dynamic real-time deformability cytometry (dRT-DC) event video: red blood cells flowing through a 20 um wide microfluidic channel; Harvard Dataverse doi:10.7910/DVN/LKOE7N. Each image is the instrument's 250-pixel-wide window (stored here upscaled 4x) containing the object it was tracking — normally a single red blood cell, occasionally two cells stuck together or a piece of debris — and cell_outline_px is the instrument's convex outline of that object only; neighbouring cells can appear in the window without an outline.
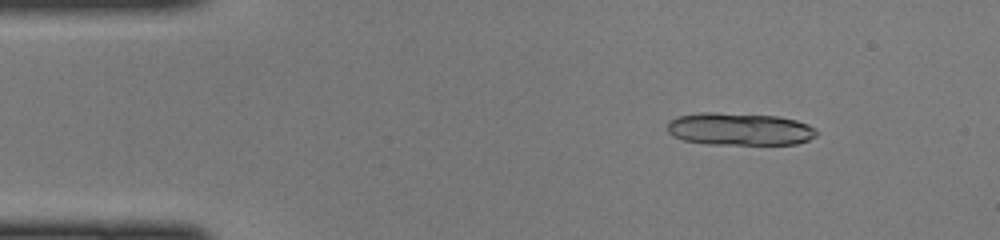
{"species": "common noctule bat (a hibernating species)", "species_latin": "Nyctalus noctula", "temperature_condition": "cold", "stored_images_in_passage": 17, "camera_frame_rate_fps": 3000, "um_per_image_px": 0.085, "animal": {"sex": "female", "body_mass_g": 22.0, "forearm_length_mm": 56.7}, "frame": {"image": 1, "passage_image": 6, "time_ms": 1.667, "image_size_px": [1000, 240], "cell_outline_px": [[816, 136], [808, 140], [796, 144], [708, 144], [684, 140], [672, 136], [668, 132], [668, 120], [676, 116], [700, 112], [716, 112], [780, 116], [796, 120], [808, 124], [816, 128]], "centroid_in_image_um": [62.84, 10.96], "position_along_channel_um": 22.2, "area_um2": 28.55}}
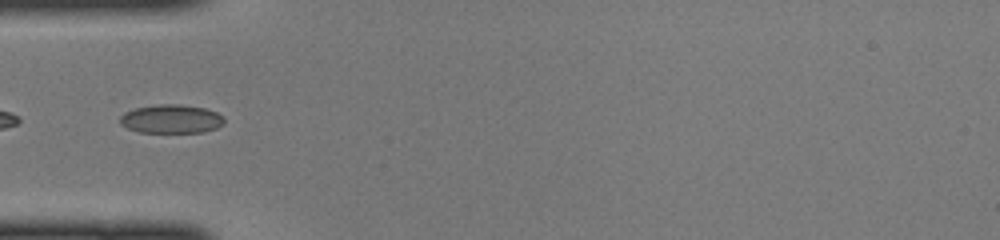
{"frame": {"image": 2, "passage_image": 15, "time_ms": 4.667, "image_size_px": [1000, 240], "cell_outline_px": [[224, 124], [216, 128], [204, 132], [140, 132], [128, 128], [120, 124], [120, 116], [124, 112], [136, 108], [160, 104], [180, 104], [204, 108], [216, 112], [224, 116]], "centroid_in_image_um": [14.57, 10.11], "position_along_channel_um": 70.4, "area_um2": 17.4}}